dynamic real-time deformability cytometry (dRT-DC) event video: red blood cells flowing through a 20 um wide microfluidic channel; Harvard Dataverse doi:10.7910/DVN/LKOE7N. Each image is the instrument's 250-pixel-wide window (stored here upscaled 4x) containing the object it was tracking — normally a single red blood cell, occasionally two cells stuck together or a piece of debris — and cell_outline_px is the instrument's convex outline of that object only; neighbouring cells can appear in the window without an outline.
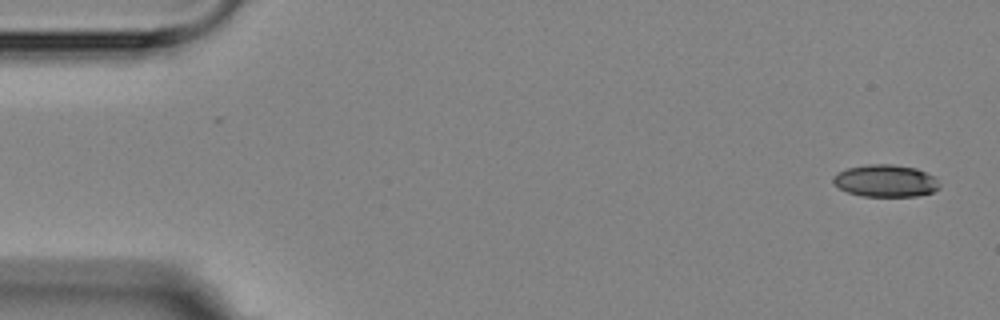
{"species": "Egyptian fruit bat (a non-hibernating species)", "species_latin": "Rousettus aegyptiacus", "temperature_condition": "room temperature", "stored_images_in_passage": 5, "segment_of_instrument_passage": [1, 2], "camera_frame_rate_fps": 3000, "um_per_image_px": 0.085, "animal": {"sex": "female"}, "frame": {"image": 1, "passage_image": 1, "time_ms": 0.0, "image_size_px": [1000, 320], "cell_outline_px": [[940, 188], [932, 192], [916, 196], [860, 196], [848, 192], [832, 184], [832, 176], [836, 172], [848, 168], [868, 164], [892, 164], [916, 168], [936, 176], [940, 184]], "centroid_in_image_um": [75.27, 15.36], "position_along_channel_um": 9.7, "area_um2": 20.23}}
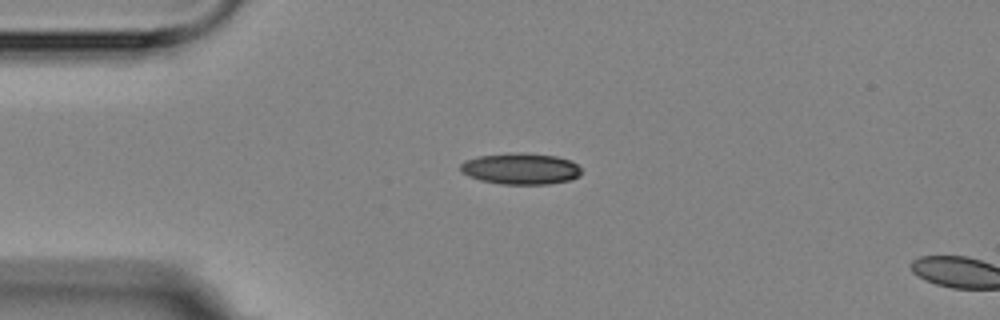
{"frame": {"image": 2, "passage_image": 4, "time_ms": 3.667, "image_size_px": [1000, 320], "cell_outline_px": [[580, 176], [568, 180], [548, 184], [500, 184], [480, 180], [468, 176], [460, 172], [460, 164], [464, 160], [480, 156], [556, 156], [568, 160], [576, 164], [580, 168]], "centroid_in_image_um": [44.22, 14.41], "position_along_channel_um": 40.8, "area_um2": 20.87}}